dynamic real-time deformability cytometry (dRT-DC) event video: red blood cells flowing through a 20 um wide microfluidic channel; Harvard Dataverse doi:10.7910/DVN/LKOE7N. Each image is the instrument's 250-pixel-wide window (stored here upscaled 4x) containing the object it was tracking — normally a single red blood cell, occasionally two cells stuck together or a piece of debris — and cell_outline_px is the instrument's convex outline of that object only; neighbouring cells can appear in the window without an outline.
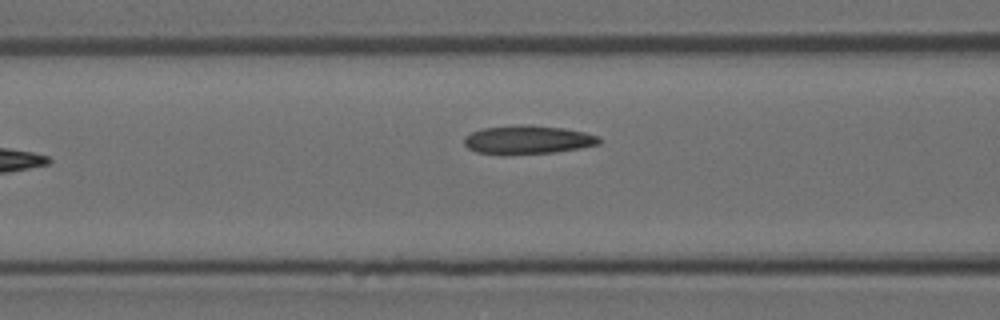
{"species": "Egyptian fruit bat (a non-hibernating species)", "species_latin": "Rousettus aegyptiacus", "temperature_condition": "room temperature", "stored_images_in_passage": 8, "camera_frame_rate_fps": 3000, "um_per_image_px": 0.085, "animal": {"sex": "female"}, "frame": {"image": 1, "passage_image": 7, "time_ms": 2.0, "image_size_px": [1000, 320], "cell_outline_px": [[600, 144], [580, 148], [556, 152], [476, 152], [468, 148], [464, 144], [464, 136], [472, 132], [484, 128], [520, 124], [528, 124], [564, 128], [584, 132], [600, 136]], "centroid_in_image_um": [44.91, 11.83], "position_along_channel_um": 121.7, "area_um2": 21.85}}
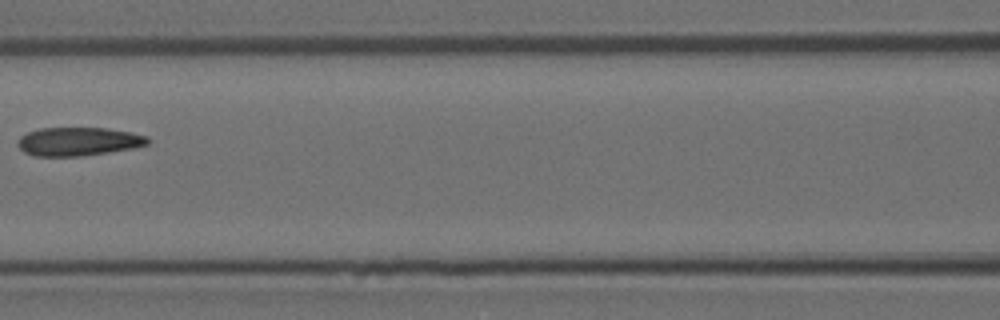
{"frame": {"image": 2, "passage_image": 8, "time_ms": 2.333, "image_size_px": [1000, 320], "cell_outline_px": [[148, 144], [132, 148], [108, 152], [80, 156], [36, 156], [24, 152], [16, 144], [20, 136], [28, 132], [40, 128], [108, 128], [132, 132], [148, 136]], "centroid_in_image_um": [6.65, 12.02], "position_along_channel_um": 160.0, "area_um2": 21.56}}